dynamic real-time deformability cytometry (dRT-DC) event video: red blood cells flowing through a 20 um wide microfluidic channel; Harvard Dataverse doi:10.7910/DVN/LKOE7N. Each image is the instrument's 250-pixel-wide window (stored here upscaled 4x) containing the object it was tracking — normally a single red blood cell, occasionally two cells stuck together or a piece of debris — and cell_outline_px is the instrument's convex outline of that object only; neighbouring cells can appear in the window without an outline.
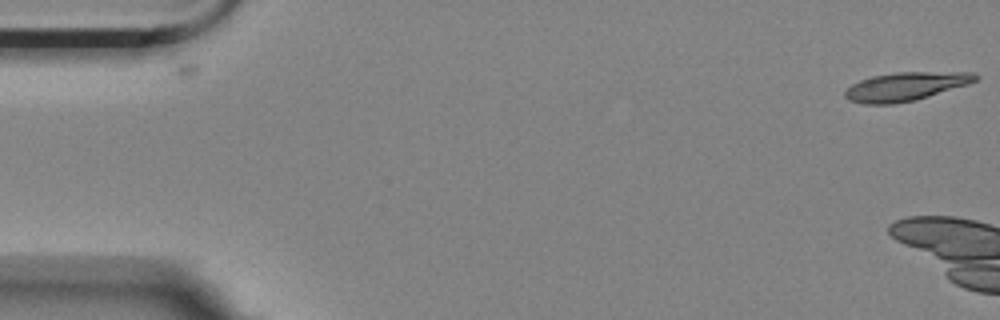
{"species": "Egyptian fruit bat (a non-hibernating species)", "species_latin": "Rousettus aegyptiacus", "temperature_condition": "room temperature", "stored_images_in_passage": 3, "camera_frame_rate_fps": 3000, "um_per_image_px": 0.085, "animal": {"sex": "female"}, "frame": {"image": 1, "passage_image": 1, "time_ms": 0.0, "image_size_px": [1000, 320], "cell_outline_px": [[980, 76], [976, 80], [968, 84], [916, 100], [892, 104], [864, 104], [848, 100], [844, 96], [844, 92], [852, 84], [860, 80], [872, 76], [896, 72], [972, 72]], "centroid_in_image_um": [76.97, 7.35], "position_along_channel_um": 8.0, "area_um2": 21.68}}